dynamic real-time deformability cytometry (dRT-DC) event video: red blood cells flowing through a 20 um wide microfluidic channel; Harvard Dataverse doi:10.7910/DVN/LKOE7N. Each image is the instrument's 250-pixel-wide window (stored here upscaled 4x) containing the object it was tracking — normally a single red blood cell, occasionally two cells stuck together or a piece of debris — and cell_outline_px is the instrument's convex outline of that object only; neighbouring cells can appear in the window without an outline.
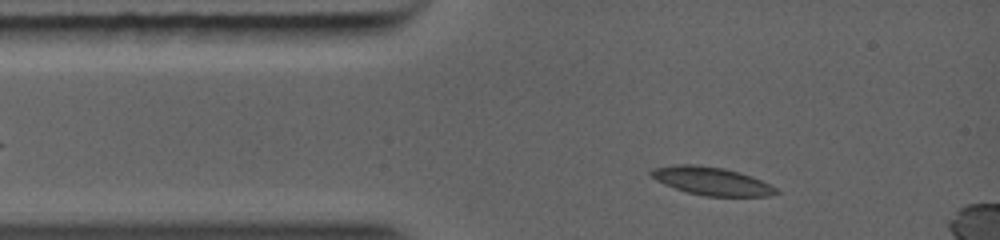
{"species": "common noctule bat (a hibernating species)", "species_latin": "Nyctalus noctula", "temperature_condition": "warm", "stored_images_in_passage": 10, "camera_frame_rate_fps": 5000, "um_per_image_px": 0.085, "animal": {"sex": "female", "body_mass_g": 19.0, "forearm_length_mm": 56.7}, "frame": {"image": 1, "passage_image": 2, "time_ms": 0.6, "image_size_px": [1000, 240], "cell_outline_px": [[780, 192], [768, 196], [704, 196], [688, 192], [664, 184], [656, 180], [648, 172], [652, 168], [676, 164], [696, 164], [724, 168], [740, 172], [752, 176], [776, 188]], "centroid_in_image_um": [60.46, 15.38], "position_along_channel_um": 24.5, "area_um2": 20.4}}
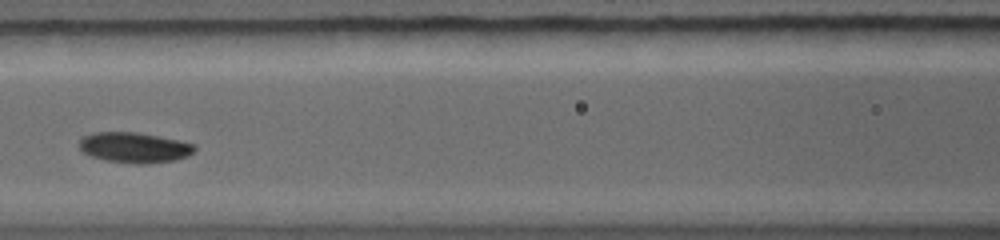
{"frame": {"image": 2, "passage_image": 8, "time_ms": 3.8, "image_size_px": [1000, 240], "cell_outline_px": [[196, 148], [188, 156], [176, 160], [148, 164], [136, 164], [104, 160], [92, 156], [84, 152], [80, 148], [80, 140], [84, 136], [92, 132], [136, 132], [196, 144]], "centroid_in_image_um": [11.43, 12.55], "position_along_channel_um": 155.2, "area_um2": 20.35}}
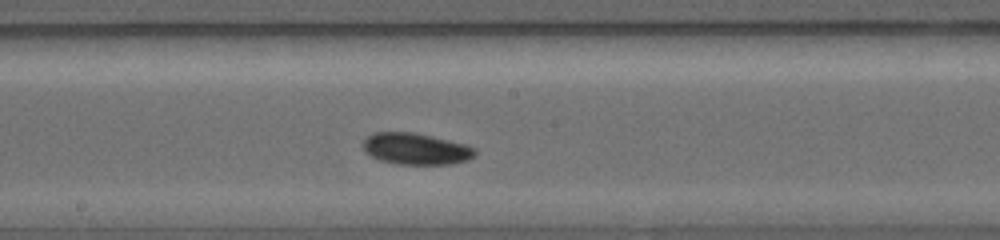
{"frame": {"image": 3, "passage_image": 10, "time_ms": 5.0, "image_size_px": [1000, 240], "cell_outline_px": [[476, 152], [468, 160], [448, 164], [396, 164], [380, 160], [364, 152], [364, 140], [368, 136], [376, 132], [412, 132], [432, 136], [464, 144], [476, 148]], "centroid_in_image_um": [35.34, 12.65], "position_along_channel_um": 212.9, "area_um2": 20.35}}